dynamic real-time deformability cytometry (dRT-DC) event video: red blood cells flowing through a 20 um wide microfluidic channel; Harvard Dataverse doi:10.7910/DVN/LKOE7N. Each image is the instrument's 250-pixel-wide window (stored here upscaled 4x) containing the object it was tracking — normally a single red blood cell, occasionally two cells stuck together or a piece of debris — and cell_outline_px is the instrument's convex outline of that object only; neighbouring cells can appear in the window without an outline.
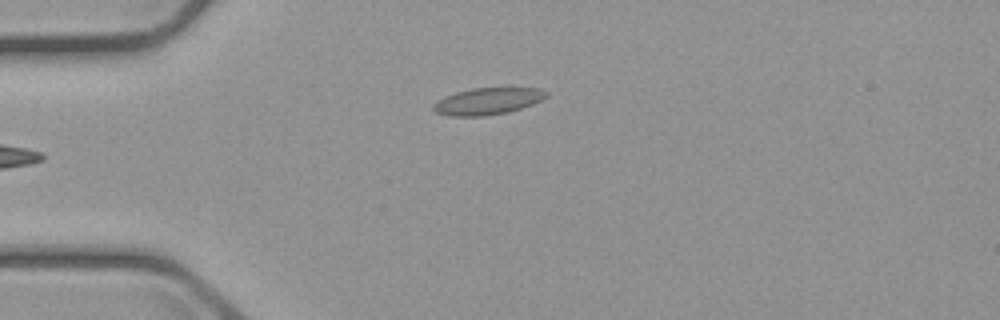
{"species": "common noctule bat (a hibernating species)", "species_latin": "Nyctalus noctula", "temperature_condition": "cold", "stored_images_in_passage": 5, "camera_frame_rate_fps": 3000, "um_per_image_px": 0.085, "animal": {"sex": "male", "body_mass_g": 23.1, "forearm_length_mm": 52.7}, "frame": {"image": 1, "passage_image": 5, "time_ms": 5.0, "image_size_px": [1000, 320], "cell_outline_px": [[548, 96], [532, 104], [508, 112], [484, 116], [452, 116], [436, 112], [432, 108], [432, 104], [456, 92], [472, 88], [508, 84], [540, 88], [548, 92]], "centroid_in_image_um": [41.56, 8.53], "position_along_channel_um": 43.4, "area_um2": 18.38}}